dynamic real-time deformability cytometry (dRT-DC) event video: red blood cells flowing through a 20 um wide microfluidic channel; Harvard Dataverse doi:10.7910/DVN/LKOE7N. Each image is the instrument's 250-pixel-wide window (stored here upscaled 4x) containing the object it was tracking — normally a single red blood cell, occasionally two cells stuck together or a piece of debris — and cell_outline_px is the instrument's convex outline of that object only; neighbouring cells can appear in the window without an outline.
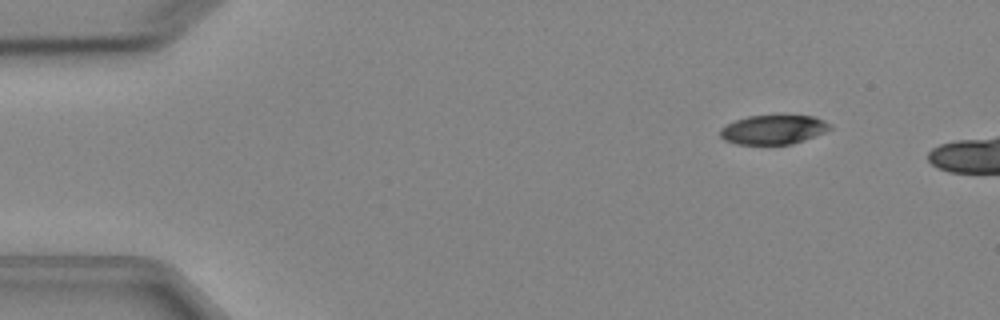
{"species": "Egyptian fruit bat (a non-hibernating species)", "species_latin": "Rousettus aegyptiacus", "temperature_condition": "cold", "stored_images_in_passage": 3, "camera_frame_rate_fps": 3000, "um_per_image_px": 0.085, "animal": {"sex": "female"}, "frame": {"image": 1, "passage_image": 1, "time_ms": 0.0, "image_size_px": [1000, 320], "cell_outline_px": [[832, 128], [824, 132], [804, 140], [792, 144], [736, 144], [724, 140], [720, 136], [720, 128], [736, 120], [748, 116], [812, 116], [824, 120]], "centroid_in_image_um": [65.71, 11.03], "position_along_channel_um": 19.3, "area_um2": 18.44}}